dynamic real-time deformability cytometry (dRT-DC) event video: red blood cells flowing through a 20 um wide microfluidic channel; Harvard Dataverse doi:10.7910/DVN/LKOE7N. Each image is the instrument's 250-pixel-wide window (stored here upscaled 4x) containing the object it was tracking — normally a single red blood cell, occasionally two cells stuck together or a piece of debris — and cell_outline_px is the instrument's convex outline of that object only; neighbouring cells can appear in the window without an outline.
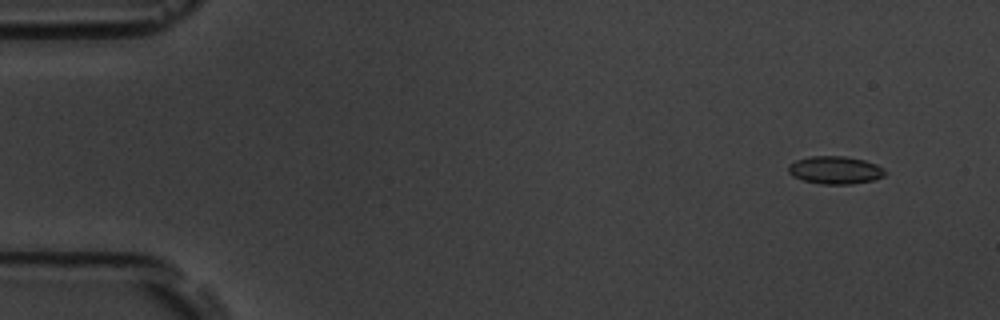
{"species": "common noctule bat (a hibernating species)", "species_latin": "Nyctalus noctula", "temperature_condition": "room temperature", "stored_images_in_passage": 55, "camera_frame_rate_fps": 3000, "um_per_image_px": 0.085, "animal": {"sex": "male", "body_mass_g": 19.5, "forearm_length_mm": 54.6}, "frame": {"image": 1, "passage_image": 5, "time_ms": 1.333, "image_size_px": [1000, 320], "cell_outline_px": [[888, 172], [884, 176], [876, 180], [852, 184], [820, 184], [804, 180], [792, 176], [788, 172], [788, 164], [796, 160], [808, 156], [844, 156], [864, 160], [876, 164], [884, 168]], "centroid_in_image_um": [71.01, 14.46], "position_along_channel_um": 14.0, "area_um2": 15.9}}
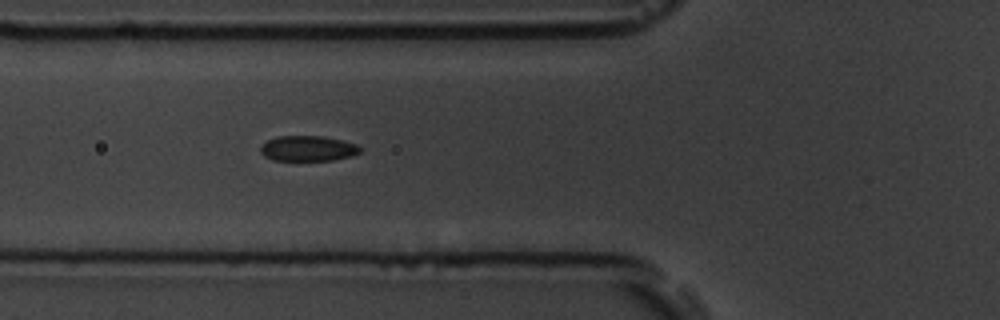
{"frame": {"image": 2, "passage_image": 21, "time_ms": 6.667, "image_size_px": [1000, 320], "cell_outline_px": [[364, 148], [360, 152], [352, 156], [332, 160], [272, 160], [264, 156], [260, 152], [260, 144], [276, 136], [324, 136], [344, 140], [356, 144]], "centroid_in_image_um": [26.18, 12.61], "position_along_channel_um": 99.6, "area_um2": 14.97}}
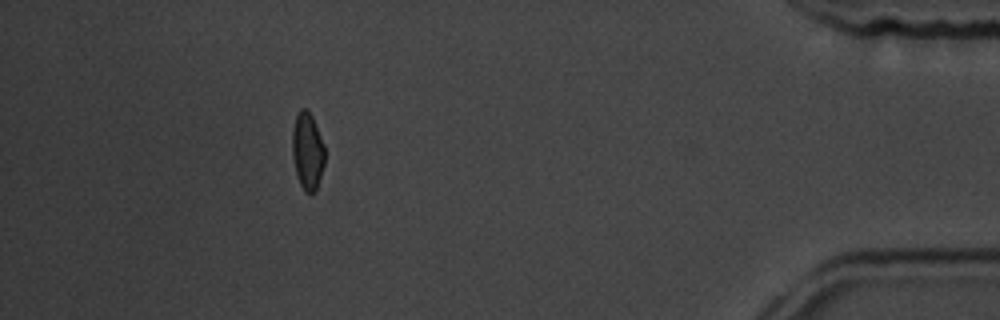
{"frame": {"image": 3, "passage_image": 50, "time_ms": 16.333, "image_size_px": [1000, 320], "cell_outline_px": [[324, 164], [316, 188], [308, 196], [304, 192], [300, 184], [296, 172], [292, 156], [292, 128], [296, 116], [300, 108], [304, 108], [312, 116], [324, 144]], "centroid_in_image_um": [26.12, 12.84], "position_along_channel_um": 409.1, "area_um2": 14.57}, "authors_computed_cell_mechanics": {"area_um2": 15.028, "velocity_mm_per_s": 3.7688, "shape_relaxation_time_tau1_ms": 3.4325, "shape_relaxation_time_tau2_ms": 3.298, "deformation_change_tau1": 0.106, "deformation_change_tau2": 0.0649}}